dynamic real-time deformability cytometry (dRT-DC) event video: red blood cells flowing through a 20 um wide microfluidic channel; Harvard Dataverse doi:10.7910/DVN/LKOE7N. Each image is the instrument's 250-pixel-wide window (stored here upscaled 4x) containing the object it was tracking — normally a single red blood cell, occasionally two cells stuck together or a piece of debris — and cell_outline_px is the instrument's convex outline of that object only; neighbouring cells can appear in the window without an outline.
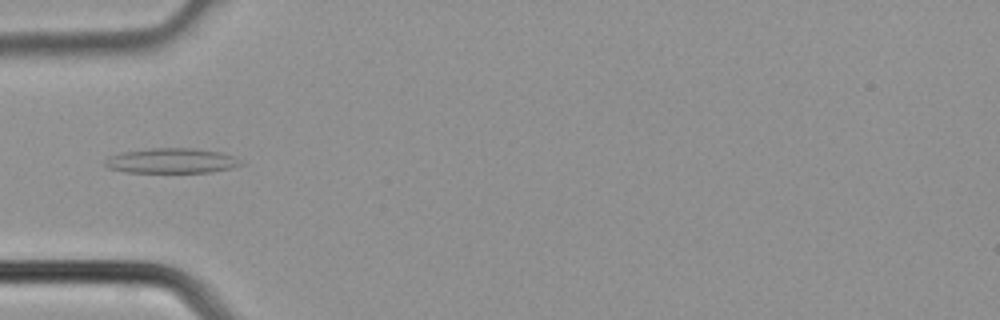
{"species": "common noctule bat (a hibernating species)", "species_latin": "Nyctalus noctula", "temperature_condition": "cold", "stored_images_in_passage": 28, "camera_frame_rate_fps": 3000, "um_per_image_px": 0.085, "animal": {"sex": "male", "body_mass_g": 21.5, "forearm_length_mm": 52.0}, "frame": {"image": 1, "passage_image": 2, "time_ms": 0.333, "image_size_px": [1000, 320], "cell_outline_px": [[244, 164], [232, 168], [212, 172], [124, 172], [108, 168], [104, 164], [104, 160], [108, 156], [124, 152], [152, 148], [196, 148], [220, 152], [232, 156]], "centroid_in_image_um": [14.56, 13.66], "position_along_channel_um": 70.4, "area_um2": 19.77}}
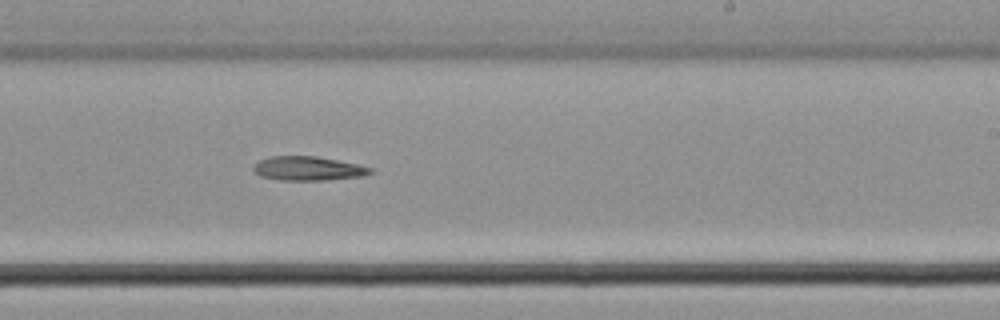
{"frame": {"image": 2, "passage_image": 13, "time_ms": 4.0, "image_size_px": [1000, 320], "cell_outline_px": [[372, 172], [364, 176], [324, 180], [280, 180], [260, 176], [252, 168], [260, 160], [272, 156], [316, 156], [356, 164], [372, 168]], "centroid_in_image_um": [26.18, 14.32], "position_along_channel_um": 262.8, "area_um2": 16.18}}
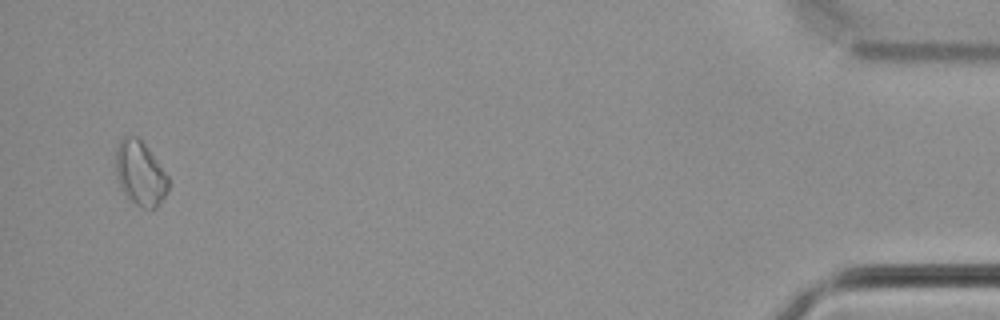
{"frame": {"image": 3, "passage_image": 27, "time_ms": 8.667, "image_size_px": [1000, 320], "cell_outline_px": [[168, 192], [160, 204], [156, 208], [144, 208], [136, 204], [124, 192], [120, 184], [116, 172], [116, 148], [120, 140], [124, 136], [136, 136], [148, 148], [168, 176]], "centroid_in_image_um": [11.94, 14.73], "position_along_channel_um": 423.3, "area_um2": 19.42}}